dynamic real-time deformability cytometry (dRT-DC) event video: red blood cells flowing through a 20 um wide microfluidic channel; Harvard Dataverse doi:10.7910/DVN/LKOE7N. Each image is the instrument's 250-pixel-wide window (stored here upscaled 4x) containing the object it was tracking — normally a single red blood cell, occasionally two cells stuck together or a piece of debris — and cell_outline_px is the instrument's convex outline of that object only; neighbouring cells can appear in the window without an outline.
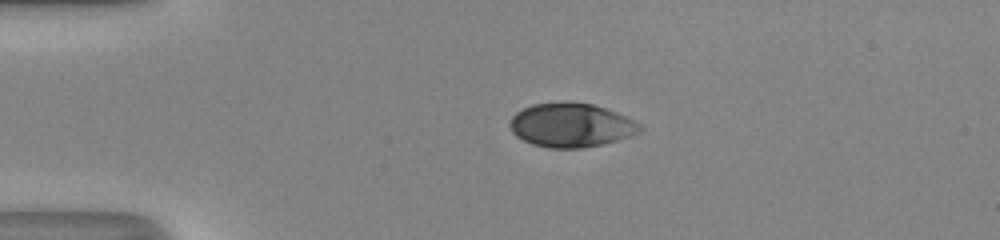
{"species": "human", "species_latin": "Homo sapiens", "temperature_condition": "room temperature", "stored_images_in_passage": 39, "camera_frame_rate_fps": 3000, "um_per_image_px": 0.085, "donor": {"sex": "male"}, "frame": {"image": 1, "passage_image": 1, "time_ms": 0.0, "image_size_px": [1000, 240], "cell_outline_px": [[644, 128], [640, 132], [632, 136], [604, 144], [580, 148], [548, 148], [532, 144], [516, 136], [512, 132], [508, 124], [512, 116], [516, 112], [532, 104], [564, 100], [568, 100], [592, 104], [616, 112], [640, 124]], "centroid_in_image_um": [48.53, 10.62], "position_along_channel_um": 36.5, "area_um2": 33.76}}
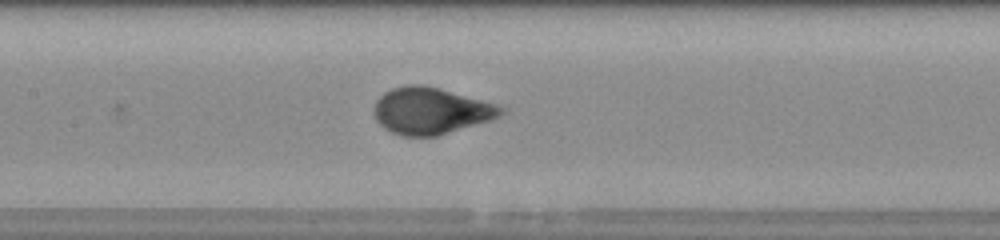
{"frame": {"image": 2, "passage_image": 14, "time_ms": 4.333, "image_size_px": [1000, 240], "cell_outline_px": [[508, 112], [492, 120], [436, 136], [400, 136], [384, 128], [376, 120], [372, 112], [372, 108], [376, 100], [384, 92], [392, 88], [408, 84], [420, 84], [436, 88], [496, 104], [504, 108]], "centroid_in_image_um": [36.59, 9.43], "position_along_channel_um": 170.8, "area_um2": 34.51}}
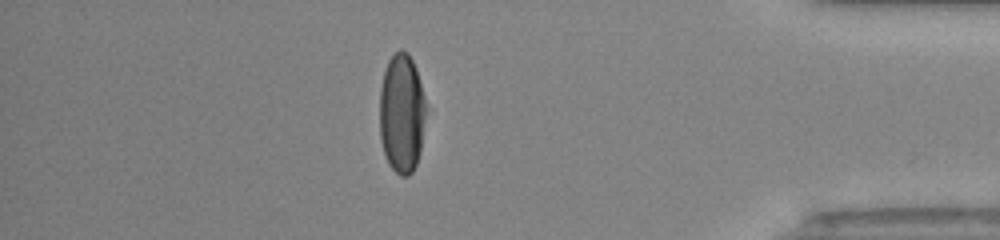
{"frame": {"image": 3, "passage_image": 33, "time_ms": 10.667, "image_size_px": [1000, 240], "cell_outline_px": [[428, 108], [420, 152], [416, 164], [412, 172], [408, 176], [400, 176], [388, 164], [384, 156], [380, 140], [380, 88], [384, 72], [388, 60], [400, 48], [408, 52], [416, 68]], "centroid_in_image_um": [34.16, 9.65], "position_along_channel_um": 401.0, "area_um2": 32.89}, "authors_computed_cell_mechanics": {"area_um2": 34.7956, "velocity_mm_per_s": 4.1917, "shape_relaxation_time_tau1_ms": 3.3662, "shape_relaxation_time_tau2_ms": null, "deformation_change_tau1": 0.1942, "deformation_change_tau2": null}}